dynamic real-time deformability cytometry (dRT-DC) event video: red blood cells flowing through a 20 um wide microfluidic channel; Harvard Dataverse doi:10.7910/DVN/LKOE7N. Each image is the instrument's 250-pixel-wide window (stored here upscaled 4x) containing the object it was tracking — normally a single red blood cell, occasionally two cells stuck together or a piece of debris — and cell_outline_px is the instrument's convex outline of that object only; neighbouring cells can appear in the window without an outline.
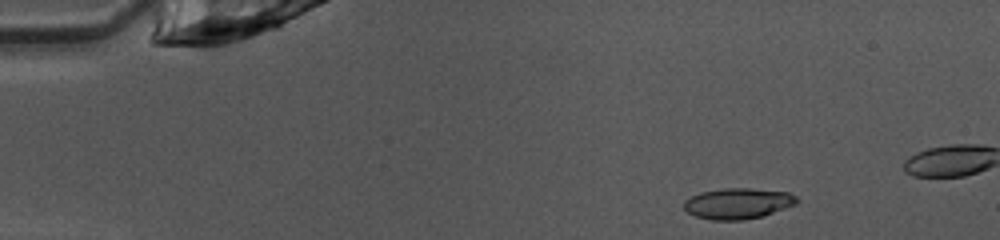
{"species": "common noctule bat (a hibernating species)", "species_latin": "Nyctalus noctula", "temperature_condition": "warm", "stored_images_in_passage": 16, "camera_frame_rate_fps": 3000, "um_per_image_px": 0.085, "animal": {"sex": "female", "body_mass_g": 10.0, "forearm_length_mm": 53.1}, "frame": {"image": 1, "passage_image": 7, "time_ms": 2.0, "image_size_px": [1000, 240], "cell_outline_px": [[800, 200], [796, 204], [764, 216], [744, 220], [712, 220], [696, 216], [688, 212], [684, 208], [684, 200], [700, 192], [724, 188], [752, 188], [788, 192], [796, 196]], "centroid_in_image_um": [62.75, 17.29], "position_along_channel_um": 22.3, "area_um2": 20.4}}